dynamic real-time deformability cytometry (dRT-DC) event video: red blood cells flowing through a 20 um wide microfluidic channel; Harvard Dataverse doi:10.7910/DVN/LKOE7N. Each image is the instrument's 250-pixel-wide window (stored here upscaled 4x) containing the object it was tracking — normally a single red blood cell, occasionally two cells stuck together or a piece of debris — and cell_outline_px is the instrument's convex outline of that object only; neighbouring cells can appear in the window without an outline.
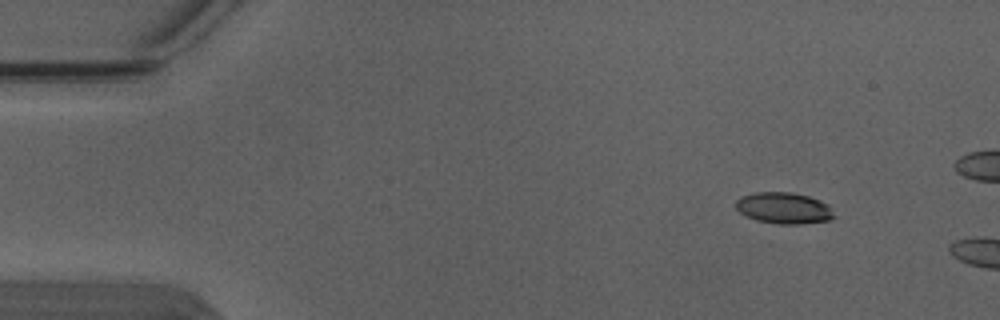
{"species": "Egyptian fruit bat (a non-hibernating species)", "species_latin": "Rousettus aegyptiacus", "temperature_condition": "warm", "stored_images_in_passage": 2, "camera_frame_rate_fps": 3000, "um_per_image_px": 0.085, "animal": {"sex": "male"}, "frame": {"image": 1, "passage_image": 2, "time_ms": 0.333, "image_size_px": [1000, 320], "cell_outline_px": [[836, 216], [828, 220], [800, 224], [780, 224], [756, 220], [744, 216], [736, 208], [736, 200], [740, 196], [756, 192], [792, 192], [808, 196], [820, 200], [828, 204]], "centroid_in_image_um": [66.61, 17.68], "position_along_channel_um": 18.4, "area_um2": 18.03}}